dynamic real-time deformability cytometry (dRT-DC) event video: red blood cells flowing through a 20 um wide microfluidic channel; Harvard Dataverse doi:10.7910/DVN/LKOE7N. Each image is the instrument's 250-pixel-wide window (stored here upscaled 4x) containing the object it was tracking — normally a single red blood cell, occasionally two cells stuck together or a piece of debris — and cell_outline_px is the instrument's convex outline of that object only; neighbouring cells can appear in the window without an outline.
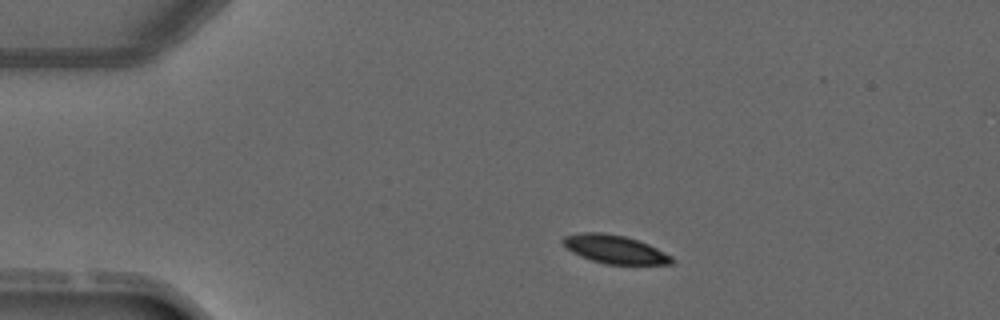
{"species": "common noctule bat (a hibernating species)", "species_latin": "Nyctalus noctula", "temperature_condition": "warm", "stored_images_in_passage": 2, "camera_frame_rate_fps": 3000, "um_per_image_px": 0.085, "animal": {"sex": "male", "forearm_length_mm": 52.5}, "frame": {"image": 1, "passage_image": 1, "time_ms": 0.0, "image_size_px": [1000, 320], "cell_outline_px": [[676, 260], [672, 264], [604, 264], [580, 256], [572, 252], [560, 240], [564, 236], [580, 232], [600, 232], [624, 236], [648, 244], [672, 256]], "centroid_in_image_um": [52.25, 21.19], "position_along_channel_um": 32.8, "area_um2": 17.92}}